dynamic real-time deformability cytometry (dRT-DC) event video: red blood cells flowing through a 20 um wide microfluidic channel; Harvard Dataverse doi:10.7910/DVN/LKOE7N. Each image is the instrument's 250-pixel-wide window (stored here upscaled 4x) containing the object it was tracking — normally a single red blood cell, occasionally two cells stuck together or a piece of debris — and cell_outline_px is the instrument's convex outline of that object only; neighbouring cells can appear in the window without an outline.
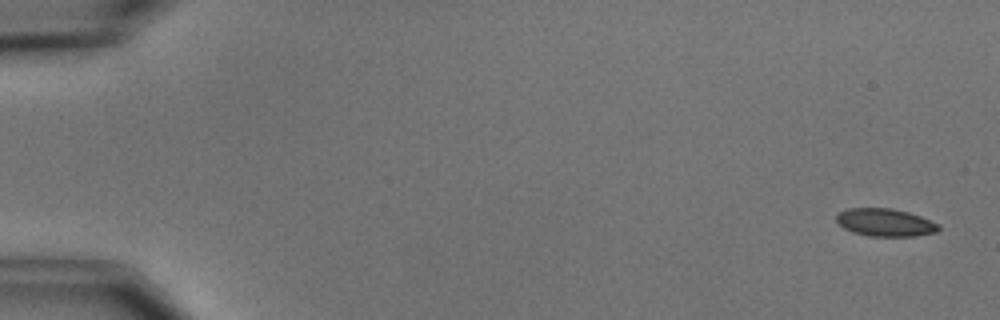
{"species": "common noctule bat (a hibernating species)", "species_latin": "Nyctalus noctula", "temperature_condition": "cold", "stored_images_in_passage": 5, "camera_frame_rate_fps": 3000, "um_per_image_px": 0.085, "animal": {"sex": "male", "body_mass_g": 15.6}, "frame": {"image": 1, "passage_image": 1, "time_ms": 0.0, "image_size_px": [1000, 320], "cell_outline_px": [[940, 228], [936, 232], [916, 236], [868, 236], [852, 232], [844, 228], [836, 220], [836, 212], [848, 208], [892, 208], [908, 212], [920, 216], [940, 224]], "centroid_in_image_um": [75.23, 18.9], "position_along_channel_um": 9.8, "area_um2": 16.65}}
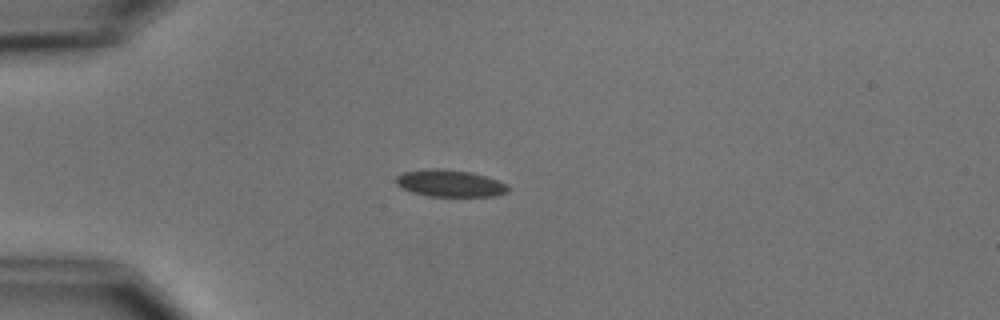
{"frame": {"image": 2, "passage_image": 4, "time_ms": 4.333, "image_size_px": [1000, 320], "cell_outline_px": [[508, 192], [492, 196], [428, 196], [412, 192], [396, 184], [396, 176], [404, 172], [428, 168], [436, 168], [472, 172], [508, 184]], "centroid_in_image_um": [38.23, 15.58], "position_along_channel_um": 46.8, "area_um2": 17.46}}